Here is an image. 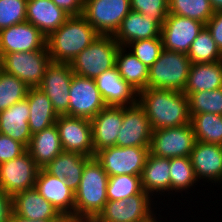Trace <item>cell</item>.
<instances>
[{
    "mask_svg": "<svg viewBox=\"0 0 222 222\" xmlns=\"http://www.w3.org/2000/svg\"><path fill=\"white\" fill-rule=\"evenodd\" d=\"M99 34L82 16H69L49 37L47 48L51 62L71 63Z\"/></svg>",
    "mask_w": 222,
    "mask_h": 222,
    "instance_id": "3",
    "label": "cell"
},
{
    "mask_svg": "<svg viewBox=\"0 0 222 222\" xmlns=\"http://www.w3.org/2000/svg\"><path fill=\"white\" fill-rule=\"evenodd\" d=\"M47 38L28 21L0 30V57L10 52L42 50Z\"/></svg>",
    "mask_w": 222,
    "mask_h": 222,
    "instance_id": "18",
    "label": "cell"
},
{
    "mask_svg": "<svg viewBox=\"0 0 222 222\" xmlns=\"http://www.w3.org/2000/svg\"><path fill=\"white\" fill-rule=\"evenodd\" d=\"M12 208L15 214L30 220L65 219L35 188L15 194Z\"/></svg>",
    "mask_w": 222,
    "mask_h": 222,
    "instance_id": "22",
    "label": "cell"
},
{
    "mask_svg": "<svg viewBox=\"0 0 222 222\" xmlns=\"http://www.w3.org/2000/svg\"><path fill=\"white\" fill-rule=\"evenodd\" d=\"M153 198L143 190L130 198L108 200L92 222H141L154 213ZM153 205V208H152Z\"/></svg>",
    "mask_w": 222,
    "mask_h": 222,
    "instance_id": "10",
    "label": "cell"
},
{
    "mask_svg": "<svg viewBox=\"0 0 222 222\" xmlns=\"http://www.w3.org/2000/svg\"><path fill=\"white\" fill-rule=\"evenodd\" d=\"M94 80L107 106H130L137 103L138 92L120 76L116 66Z\"/></svg>",
    "mask_w": 222,
    "mask_h": 222,
    "instance_id": "21",
    "label": "cell"
},
{
    "mask_svg": "<svg viewBox=\"0 0 222 222\" xmlns=\"http://www.w3.org/2000/svg\"><path fill=\"white\" fill-rule=\"evenodd\" d=\"M190 159L198 181L222 183V145L196 141Z\"/></svg>",
    "mask_w": 222,
    "mask_h": 222,
    "instance_id": "20",
    "label": "cell"
},
{
    "mask_svg": "<svg viewBox=\"0 0 222 222\" xmlns=\"http://www.w3.org/2000/svg\"><path fill=\"white\" fill-rule=\"evenodd\" d=\"M64 152H77L94 157L91 121L68 115H59L56 120Z\"/></svg>",
    "mask_w": 222,
    "mask_h": 222,
    "instance_id": "14",
    "label": "cell"
},
{
    "mask_svg": "<svg viewBox=\"0 0 222 222\" xmlns=\"http://www.w3.org/2000/svg\"><path fill=\"white\" fill-rule=\"evenodd\" d=\"M214 12L222 11V0H209Z\"/></svg>",
    "mask_w": 222,
    "mask_h": 222,
    "instance_id": "47",
    "label": "cell"
},
{
    "mask_svg": "<svg viewBox=\"0 0 222 222\" xmlns=\"http://www.w3.org/2000/svg\"><path fill=\"white\" fill-rule=\"evenodd\" d=\"M53 3L65 11L69 16H79L83 12L84 0H52Z\"/></svg>",
    "mask_w": 222,
    "mask_h": 222,
    "instance_id": "44",
    "label": "cell"
},
{
    "mask_svg": "<svg viewBox=\"0 0 222 222\" xmlns=\"http://www.w3.org/2000/svg\"><path fill=\"white\" fill-rule=\"evenodd\" d=\"M39 169L28 151L0 164V189L13 197L19 192L34 188Z\"/></svg>",
    "mask_w": 222,
    "mask_h": 222,
    "instance_id": "11",
    "label": "cell"
},
{
    "mask_svg": "<svg viewBox=\"0 0 222 222\" xmlns=\"http://www.w3.org/2000/svg\"><path fill=\"white\" fill-rule=\"evenodd\" d=\"M187 97L190 115L201 113L222 115V87L210 91L190 93Z\"/></svg>",
    "mask_w": 222,
    "mask_h": 222,
    "instance_id": "37",
    "label": "cell"
},
{
    "mask_svg": "<svg viewBox=\"0 0 222 222\" xmlns=\"http://www.w3.org/2000/svg\"><path fill=\"white\" fill-rule=\"evenodd\" d=\"M90 121L94 155L101 149L117 146L123 121V106H106Z\"/></svg>",
    "mask_w": 222,
    "mask_h": 222,
    "instance_id": "19",
    "label": "cell"
},
{
    "mask_svg": "<svg viewBox=\"0 0 222 222\" xmlns=\"http://www.w3.org/2000/svg\"><path fill=\"white\" fill-rule=\"evenodd\" d=\"M131 11L153 18L161 26L169 14V0H130Z\"/></svg>",
    "mask_w": 222,
    "mask_h": 222,
    "instance_id": "41",
    "label": "cell"
},
{
    "mask_svg": "<svg viewBox=\"0 0 222 222\" xmlns=\"http://www.w3.org/2000/svg\"><path fill=\"white\" fill-rule=\"evenodd\" d=\"M28 90L23 81L0 69V112L26 98Z\"/></svg>",
    "mask_w": 222,
    "mask_h": 222,
    "instance_id": "36",
    "label": "cell"
},
{
    "mask_svg": "<svg viewBox=\"0 0 222 222\" xmlns=\"http://www.w3.org/2000/svg\"><path fill=\"white\" fill-rule=\"evenodd\" d=\"M73 75L70 63L51 62L38 86L50 99L58 115H68Z\"/></svg>",
    "mask_w": 222,
    "mask_h": 222,
    "instance_id": "12",
    "label": "cell"
},
{
    "mask_svg": "<svg viewBox=\"0 0 222 222\" xmlns=\"http://www.w3.org/2000/svg\"><path fill=\"white\" fill-rule=\"evenodd\" d=\"M115 66L120 76L137 92L147 88L149 68L128 51L126 47H119Z\"/></svg>",
    "mask_w": 222,
    "mask_h": 222,
    "instance_id": "31",
    "label": "cell"
},
{
    "mask_svg": "<svg viewBox=\"0 0 222 222\" xmlns=\"http://www.w3.org/2000/svg\"><path fill=\"white\" fill-rule=\"evenodd\" d=\"M155 214H157V213L156 212L153 213L150 217H148L147 219H145L144 221H141V222H158L157 221L158 219Z\"/></svg>",
    "mask_w": 222,
    "mask_h": 222,
    "instance_id": "48",
    "label": "cell"
},
{
    "mask_svg": "<svg viewBox=\"0 0 222 222\" xmlns=\"http://www.w3.org/2000/svg\"><path fill=\"white\" fill-rule=\"evenodd\" d=\"M109 176L101 164L90 158L83 169L79 188L75 194L74 222H92L108 201Z\"/></svg>",
    "mask_w": 222,
    "mask_h": 222,
    "instance_id": "2",
    "label": "cell"
},
{
    "mask_svg": "<svg viewBox=\"0 0 222 222\" xmlns=\"http://www.w3.org/2000/svg\"><path fill=\"white\" fill-rule=\"evenodd\" d=\"M222 87V61L197 63L190 67L188 80L183 93L210 91Z\"/></svg>",
    "mask_w": 222,
    "mask_h": 222,
    "instance_id": "30",
    "label": "cell"
},
{
    "mask_svg": "<svg viewBox=\"0 0 222 222\" xmlns=\"http://www.w3.org/2000/svg\"><path fill=\"white\" fill-rule=\"evenodd\" d=\"M141 176L138 175H116L109 177L107 184L108 200L128 199L142 191Z\"/></svg>",
    "mask_w": 222,
    "mask_h": 222,
    "instance_id": "38",
    "label": "cell"
},
{
    "mask_svg": "<svg viewBox=\"0 0 222 222\" xmlns=\"http://www.w3.org/2000/svg\"><path fill=\"white\" fill-rule=\"evenodd\" d=\"M0 69L14 75L29 87H38L51 63L47 45L42 50L30 52H10L3 54Z\"/></svg>",
    "mask_w": 222,
    "mask_h": 222,
    "instance_id": "6",
    "label": "cell"
},
{
    "mask_svg": "<svg viewBox=\"0 0 222 222\" xmlns=\"http://www.w3.org/2000/svg\"><path fill=\"white\" fill-rule=\"evenodd\" d=\"M120 45L111 35H99L70 63L75 75L95 79L115 67Z\"/></svg>",
    "mask_w": 222,
    "mask_h": 222,
    "instance_id": "5",
    "label": "cell"
},
{
    "mask_svg": "<svg viewBox=\"0 0 222 222\" xmlns=\"http://www.w3.org/2000/svg\"><path fill=\"white\" fill-rule=\"evenodd\" d=\"M204 26L202 22L191 18L168 14L161 26L163 49L187 54Z\"/></svg>",
    "mask_w": 222,
    "mask_h": 222,
    "instance_id": "15",
    "label": "cell"
},
{
    "mask_svg": "<svg viewBox=\"0 0 222 222\" xmlns=\"http://www.w3.org/2000/svg\"><path fill=\"white\" fill-rule=\"evenodd\" d=\"M26 151L27 147L23 143L0 133V164L13 160Z\"/></svg>",
    "mask_w": 222,
    "mask_h": 222,
    "instance_id": "42",
    "label": "cell"
},
{
    "mask_svg": "<svg viewBox=\"0 0 222 222\" xmlns=\"http://www.w3.org/2000/svg\"><path fill=\"white\" fill-rule=\"evenodd\" d=\"M137 103L146 113L152 130L190 123L189 99L183 92L147 87L138 92Z\"/></svg>",
    "mask_w": 222,
    "mask_h": 222,
    "instance_id": "1",
    "label": "cell"
},
{
    "mask_svg": "<svg viewBox=\"0 0 222 222\" xmlns=\"http://www.w3.org/2000/svg\"><path fill=\"white\" fill-rule=\"evenodd\" d=\"M214 13L209 0H169V14L191 18L204 25Z\"/></svg>",
    "mask_w": 222,
    "mask_h": 222,
    "instance_id": "35",
    "label": "cell"
},
{
    "mask_svg": "<svg viewBox=\"0 0 222 222\" xmlns=\"http://www.w3.org/2000/svg\"><path fill=\"white\" fill-rule=\"evenodd\" d=\"M130 11V0H84L82 16L99 35L113 36Z\"/></svg>",
    "mask_w": 222,
    "mask_h": 222,
    "instance_id": "8",
    "label": "cell"
},
{
    "mask_svg": "<svg viewBox=\"0 0 222 222\" xmlns=\"http://www.w3.org/2000/svg\"><path fill=\"white\" fill-rule=\"evenodd\" d=\"M187 56L192 64L222 61V52L217 47L206 26L192 42Z\"/></svg>",
    "mask_w": 222,
    "mask_h": 222,
    "instance_id": "33",
    "label": "cell"
},
{
    "mask_svg": "<svg viewBox=\"0 0 222 222\" xmlns=\"http://www.w3.org/2000/svg\"><path fill=\"white\" fill-rule=\"evenodd\" d=\"M90 158L77 152L63 151L43 169L50 175L64 179L66 186L75 193L79 188L85 164Z\"/></svg>",
    "mask_w": 222,
    "mask_h": 222,
    "instance_id": "25",
    "label": "cell"
},
{
    "mask_svg": "<svg viewBox=\"0 0 222 222\" xmlns=\"http://www.w3.org/2000/svg\"><path fill=\"white\" fill-rule=\"evenodd\" d=\"M27 101L30 109L28 119L31 134L42 131L56 123L59 116L47 95L38 87H29Z\"/></svg>",
    "mask_w": 222,
    "mask_h": 222,
    "instance_id": "29",
    "label": "cell"
},
{
    "mask_svg": "<svg viewBox=\"0 0 222 222\" xmlns=\"http://www.w3.org/2000/svg\"><path fill=\"white\" fill-rule=\"evenodd\" d=\"M191 65L187 54L163 49L149 68L147 87L183 92Z\"/></svg>",
    "mask_w": 222,
    "mask_h": 222,
    "instance_id": "4",
    "label": "cell"
},
{
    "mask_svg": "<svg viewBox=\"0 0 222 222\" xmlns=\"http://www.w3.org/2000/svg\"><path fill=\"white\" fill-rule=\"evenodd\" d=\"M141 186L143 191L153 198L159 194L163 196L167 192L173 194L170 192V158H161L149 153L141 174Z\"/></svg>",
    "mask_w": 222,
    "mask_h": 222,
    "instance_id": "27",
    "label": "cell"
},
{
    "mask_svg": "<svg viewBox=\"0 0 222 222\" xmlns=\"http://www.w3.org/2000/svg\"><path fill=\"white\" fill-rule=\"evenodd\" d=\"M161 25L153 18L130 11L113 35L120 46L126 47L133 41L161 37Z\"/></svg>",
    "mask_w": 222,
    "mask_h": 222,
    "instance_id": "23",
    "label": "cell"
},
{
    "mask_svg": "<svg viewBox=\"0 0 222 222\" xmlns=\"http://www.w3.org/2000/svg\"><path fill=\"white\" fill-rule=\"evenodd\" d=\"M149 147H107L97 151L95 159L109 177L116 175L141 176Z\"/></svg>",
    "mask_w": 222,
    "mask_h": 222,
    "instance_id": "7",
    "label": "cell"
},
{
    "mask_svg": "<svg viewBox=\"0 0 222 222\" xmlns=\"http://www.w3.org/2000/svg\"><path fill=\"white\" fill-rule=\"evenodd\" d=\"M40 195L50 202L69 222H74L75 194L65 184L64 179L57 178L40 168L34 187Z\"/></svg>",
    "mask_w": 222,
    "mask_h": 222,
    "instance_id": "17",
    "label": "cell"
},
{
    "mask_svg": "<svg viewBox=\"0 0 222 222\" xmlns=\"http://www.w3.org/2000/svg\"><path fill=\"white\" fill-rule=\"evenodd\" d=\"M126 48L144 65L150 68L159 58L163 50L161 37L143 39L129 43Z\"/></svg>",
    "mask_w": 222,
    "mask_h": 222,
    "instance_id": "39",
    "label": "cell"
},
{
    "mask_svg": "<svg viewBox=\"0 0 222 222\" xmlns=\"http://www.w3.org/2000/svg\"><path fill=\"white\" fill-rule=\"evenodd\" d=\"M29 116V104L27 98H24L0 112V133L28 147L32 136L28 124Z\"/></svg>",
    "mask_w": 222,
    "mask_h": 222,
    "instance_id": "26",
    "label": "cell"
},
{
    "mask_svg": "<svg viewBox=\"0 0 222 222\" xmlns=\"http://www.w3.org/2000/svg\"><path fill=\"white\" fill-rule=\"evenodd\" d=\"M9 222H69V221L66 219L30 220L23 218L12 211Z\"/></svg>",
    "mask_w": 222,
    "mask_h": 222,
    "instance_id": "46",
    "label": "cell"
},
{
    "mask_svg": "<svg viewBox=\"0 0 222 222\" xmlns=\"http://www.w3.org/2000/svg\"><path fill=\"white\" fill-rule=\"evenodd\" d=\"M106 106L94 79L73 75L68 116L91 120Z\"/></svg>",
    "mask_w": 222,
    "mask_h": 222,
    "instance_id": "13",
    "label": "cell"
},
{
    "mask_svg": "<svg viewBox=\"0 0 222 222\" xmlns=\"http://www.w3.org/2000/svg\"><path fill=\"white\" fill-rule=\"evenodd\" d=\"M27 0H0V30L26 21Z\"/></svg>",
    "mask_w": 222,
    "mask_h": 222,
    "instance_id": "40",
    "label": "cell"
},
{
    "mask_svg": "<svg viewBox=\"0 0 222 222\" xmlns=\"http://www.w3.org/2000/svg\"><path fill=\"white\" fill-rule=\"evenodd\" d=\"M152 127L138 104L123 106V121L117 137L119 147H150Z\"/></svg>",
    "mask_w": 222,
    "mask_h": 222,
    "instance_id": "16",
    "label": "cell"
},
{
    "mask_svg": "<svg viewBox=\"0 0 222 222\" xmlns=\"http://www.w3.org/2000/svg\"><path fill=\"white\" fill-rule=\"evenodd\" d=\"M12 211V197L0 189V222H9Z\"/></svg>",
    "mask_w": 222,
    "mask_h": 222,
    "instance_id": "45",
    "label": "cell"
},
{
    "mask_svg": "<svg viewBox=\"0 0 222 222\" xmlns=\"http://www.w3.org/2000/svg\"><path fill=\"white\" fill-rule=\"evenodd\" d=\"M190 117L196 141L222 145V115L201 113Z\"/></svg>",
    "mask_w": 222,
    "mask_h": 222,
    "instance_id": "32",
    "label": "cell"
},
{
    "mask_svg": "<svg viewBox=\"0 0 222 222\" xmlns=\"http://www.w3.org/2000/svg\"><path fill=\"white\" fill-rule=\"evenodd\" d=\"M205 26L210 31L213 40L222 52V11L215 12Z\"/></svg>",
    "mask_w": 222,
    "mask_h": 222,
    "instance_id": "43",
    "label": "cell"
},
{
    "mask_svg": "<svg viewBox=\"0 0 222 222\" xmlns=\"http://www.w3.org/2000/svg\"><path fill=\"white\" fill-rule=\"evenodd\" d=\"M197 182L190 157L170 158V191L188 192Z\"/></svg>",
    "mask_w": 222,
    "mask_h": 222,
    "instance_id": "34",
    "label": "cell"
},
{
    "mask_svg": "<svg viewBox=\"0 0 222 222\" xmlns=\"http://www.w3.org/2000/svg\"><path fill=\"white\" fill-rule=\"evenodd\" d=\"M69 17L52 0H27L26 21L38 28L47 38Z\"/></svg>",
    "mask_w": 222,
    "mask_h": 222,
    "instance_id": "24",
    "label": "cell"
},
{
    "mask_svg": "<svg viewBox=\"0 0 222 222\" xmlns=\"http://www.w3.org/2000/svg\"><path fill=\"white\" fill-rule=\"evenodd\" d=\"M196 142L191 123L152 131L150 154L161 158L190 157Z\"/></svg>",
    "mask_w": 222,
    "mask_h": 222,
    "instance_id": "9",
    "label": "cell"
},
{
    "mask_svg": "<svg viewBox=\"0 0 222 222\" xmlns=\"http://www.w3.org/2000/svg\"><path fill=\"white\" fill-rule=\"evenodd\" d=\"M27 151L39 168H44L63 152L56 124L33 134Z\"/></svg>",
    "mask_w": 222,
    "mask_h": 222,
    "instance_id": "28",
    "label": "cell"
}]
</instances>
